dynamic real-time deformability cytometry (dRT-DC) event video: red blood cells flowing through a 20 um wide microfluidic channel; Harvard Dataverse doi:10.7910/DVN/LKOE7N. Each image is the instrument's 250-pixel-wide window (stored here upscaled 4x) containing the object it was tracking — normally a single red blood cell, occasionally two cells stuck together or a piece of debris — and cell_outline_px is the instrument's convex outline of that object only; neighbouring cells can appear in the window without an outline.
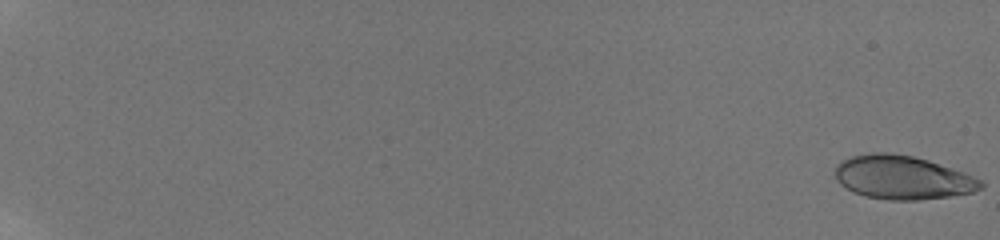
{"species": "human", "species_latin": "Homo sapiens", "temperature_condition": "room temperature", "stored_images_in_passage": 58, "camera_frame_rate_fps": 3000, "um_per_image_px": 0.085, "donor": {"sex": "male"}, "frame": {"image": 1, "passage_image": 1, "time_ms": 0.0, "image_size_px": [1000, 240], "cell_outline_px": [[984, 188], [972, 192], [948, 196], [916, 200], [888, 200], [864, 196], [840, 184], [836, 180], [836, 168], [844, 160], [852, 156], [872, 152], [892, 152], [912, 156], [928, 160], [964, 172], [980, 180], [984, 184]], "centroid_in_image_um": [76.73, 15.08], "position_along_channel_um": 8.3, "area_um2": 36.76}}
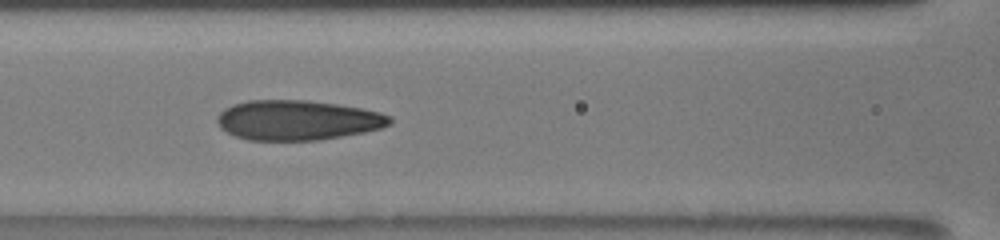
{"frame": {"image": 2, "passage_image": 31, "time_ms": 10.0, "image_size_px": [1000, 240], "cell_outline_px": [[392, 124], [380, 128], [364, 132], [320, 140], [248, 140], [236, 136], [220, 128], [216, 120], [216, 116], [224, 108], [232, 104], [248, 100], [308, 100], [336, 104], [360, 108], [380, 112], [392, 116]], "centroid_in_image_um": [25.28, 10.21], "position_along_channel_um": 141.3, "area_um2": 40.29}}
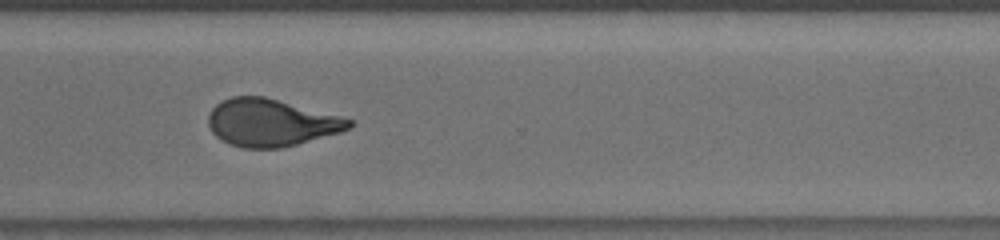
{"frame": {"image": 3, "passage_image": 47, "time_ms": 15.333, "image_size_px": [1000, 240], "cell_outline_px": [[352, 124], [348, 128], [340, 132], [296, 144], [280, 148], [244, 148], [232, 144], [216, 136], [212, 132], [208, 124], [208, 116], [212, 108], [220, 100], [232, 96], [264, 96], [352, 120]], "centroid_in_image_um": [22.97, 10.42], "position_along_channel_um": 347.6, "area_um2": 38.21}, "authors_computed_cell_mechanics": {"area_um2": 38.6104, "velocity_mm_per_s": 3.8807, "shape_relaxation_time_tau1_ms": 7.0821, "shape_relaxation_time_tau2_ms": 1.0723, "deformation_change_tau1": 0.2307, "deformation_change_tau2": 0.0877}}